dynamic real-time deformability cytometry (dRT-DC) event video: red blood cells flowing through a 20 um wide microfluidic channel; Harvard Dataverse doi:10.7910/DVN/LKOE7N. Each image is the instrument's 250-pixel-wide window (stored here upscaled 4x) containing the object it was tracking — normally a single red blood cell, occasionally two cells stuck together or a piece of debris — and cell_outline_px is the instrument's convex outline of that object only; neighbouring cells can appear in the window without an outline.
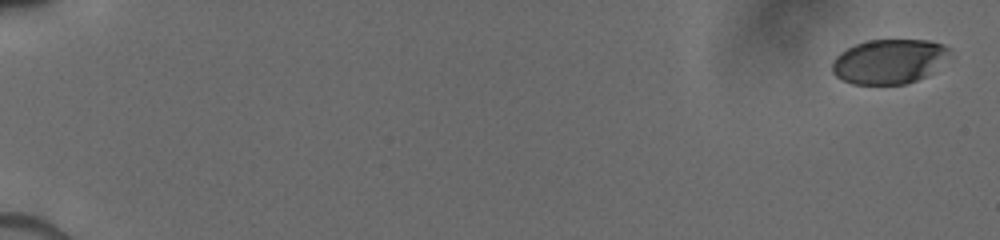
{"species": "human", "species_latin": "Homo sapiens", "temperature_condition": "cold", "stored_images_in_passage": 29, "camera_frame_rate_fps": 3000, "um_per_image_px": 0.085, "donor": {"sex": "male"}, "frame": {"image": 1, "passage_image": 1, "time_ms": 0.0, "image_size_px": [1000, 240], "cell_outline_px": [[948, 52], [924, 76], [916, 80], [904, 84], [852, 84], [836, 76], [832, 72], [832, 64], [836, 56], [840, 52], [856, 44], [868, 40], [928, 40], [944, 44], [948, 48]], "centroid_in_image_um": [75.46, 5.21], "position_along_channel_um": 9.5, "area_um2": 29.65}}
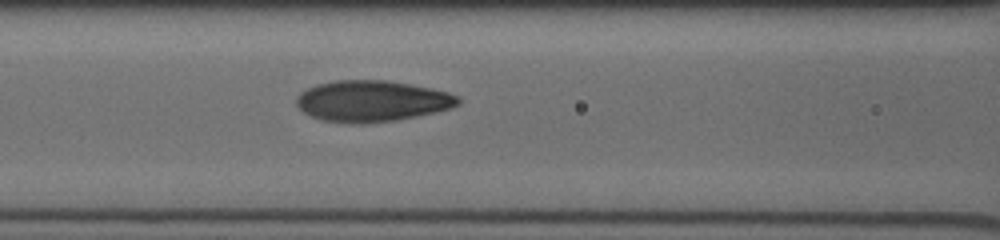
{"frame": {"image": 2, "passage_image": 17, "time_ms": 8.0, "image_size_px": [1000, 240], "cell_outline_px": [[460, 104], [448, 108], [416, 116], [396, 120], [364, 124], [352, 124], [320, 120], [304, 112], [296, 104], [296, 96], [300, 92], [316, 84], [336, 80], [388, 80], [432, 88], [448, 92], [456, 96], [460, 100]], "centroid_in_image_um": [31.57, 8.59], "position_along_channel_um": 135.0, "area_um2": 38.78}}
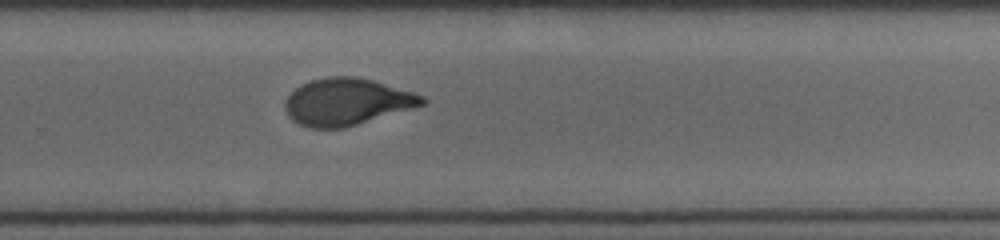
{"frame": {"image": 3, "passage_image": 29, "time_ms": 12.0, "image_size_px": [1000, 240], "cell_outline_px": [[428, 100], [424, 104], [412, 108], [344, 128], [312, 128], [300, 124], [292, 120], [288, 116], [284, 108], [284, 104], [288, 96], [300, 84], [308, 80], [328, 76], [356, 76], [372, 80], [416, 92], [424, 96]], "centroid_in_image_um": [29.48, 8.64], "position_along_channel_um": 300.3, "area_um2": 37.63}}